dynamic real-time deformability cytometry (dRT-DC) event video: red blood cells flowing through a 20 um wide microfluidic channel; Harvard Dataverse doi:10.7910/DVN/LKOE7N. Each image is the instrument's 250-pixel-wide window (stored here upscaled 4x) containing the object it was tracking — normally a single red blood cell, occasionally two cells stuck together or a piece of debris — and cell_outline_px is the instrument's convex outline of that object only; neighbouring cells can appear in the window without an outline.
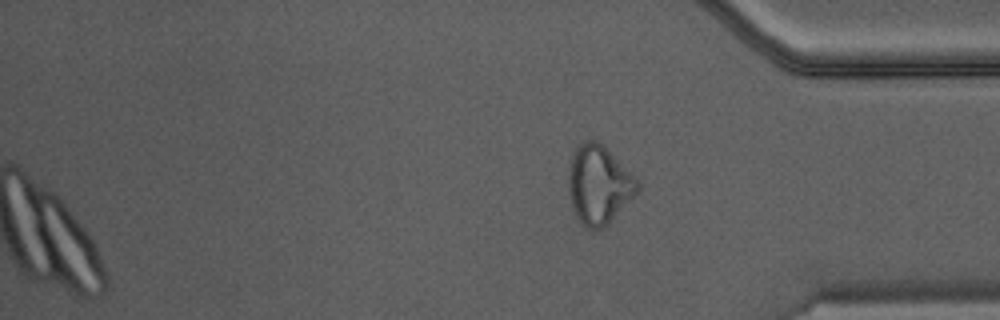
{"species": "Egyptian fruit bat (a non-hibernating species)", "species_latin": "Rousettus aegyptiacus", "temperature_condition": "warm", "stored_images_in_passage": 43, "camera_frame_rate_fps": 3000, "um_per_image_px": 0.085, "animal": {"sex": "male"}, "frame": {"image": 1, "passage_image": 43, "time_ms": 14.0, "image_size_px": [1000, 320], "cell_outline_px": [[640, 188], [608, 224], [604, 228], [584, 228], [580, 224], [572, 208], [568, 188], [568, 180], [572, 156], [580, 140], [596, 140], [640, 184]], "centroid_in_image_um": [50.84, 15.74], "position_along_channel_um": 384.4, "area_um2": 30.75}}